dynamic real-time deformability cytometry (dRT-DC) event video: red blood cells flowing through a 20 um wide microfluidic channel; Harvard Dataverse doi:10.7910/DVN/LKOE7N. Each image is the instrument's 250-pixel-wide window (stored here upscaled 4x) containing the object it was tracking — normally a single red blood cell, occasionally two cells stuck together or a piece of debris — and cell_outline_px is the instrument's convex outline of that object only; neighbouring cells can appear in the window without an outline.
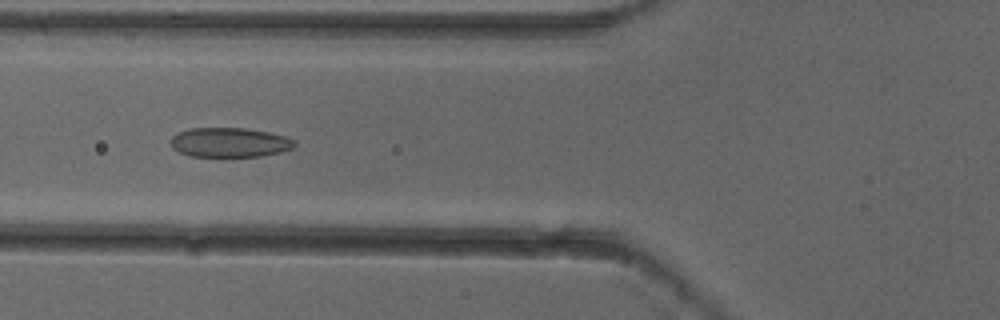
{"species": "common noctule bat (a hibernating species)", "species_latin": "Nyctalus noctula", "temperature_condition": "cold", "stored_images_in_passage": 7, "camera_frame_rate_fps": 3000, "um_per_image_px": 0.085, "animal": {"sex": "female"}, "frame": {"image": 1, "passage_image": 5, "time_ms": 1.333, "image_size_px": [1000, 320], "cell_outline_px": [[296, 144], [292, 148], [280, 152], [260, 156], [192, 156], [180, 152], [172, 148], [172, 136], [180, 132], [192, 128], [244, 128], [268, 132], [284, 136], [296, 140]], "centroid_in_image_um": [19.54, 12.1], "position_along_channel_um": 106.3, "area_um2": 21.04}}
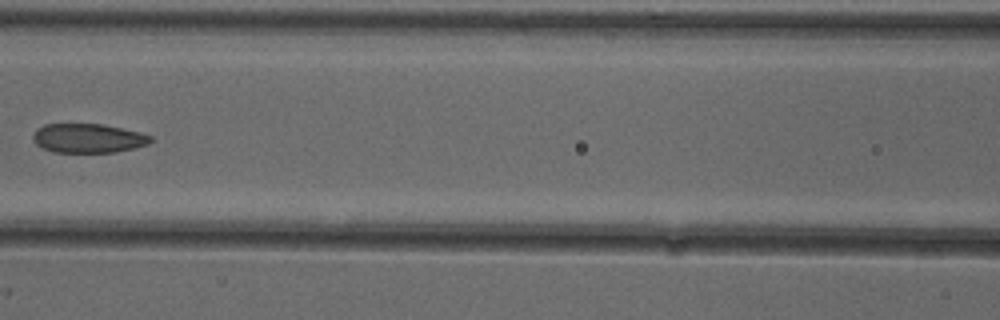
{"frame": {"image": 2, "passage_image": 6, "time_ms": 1.667, "image_size_px": [1000, 320], "cell_outline_px": [[152, 140], [148, 144], [116, 152], [56, 152], [44, 148], [36, 144], [32, 140], [32, 136], [36, 128], [44, 124], [104, 124], [140, 132], [152, 136]], "centroid_in_image_um": [7.48, 11.74], "position_along_channel_um": 159.1, "area_um2": 20.0}}
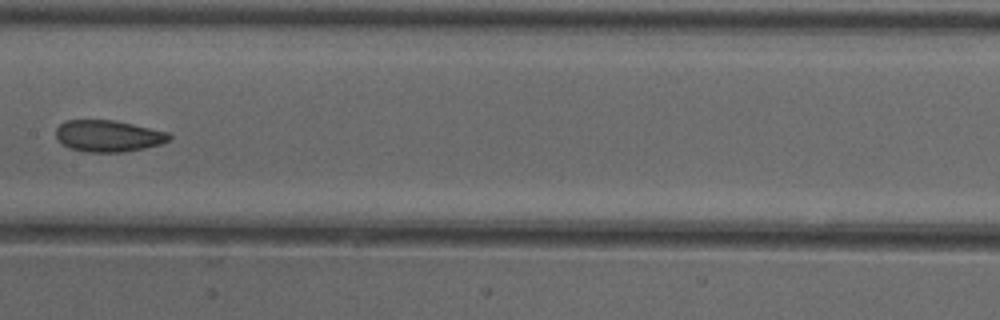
{"frame": {"image": 3, "passage_image": 7, "time_ms": 2.0, "image_size_px": [1000, 320], "cell_outline_px": [[172, 136], [168, 140], [160, 144], [144, 148], [124, 152], [84, 152], [68, 148], [56, 136], [56, 128], [64, 120], [116, 120], [168, 132]], "centroid_in_image_um": [9.19, 11.55], "position_along_channel_um": 198.2, "area_um2": 20.87}}